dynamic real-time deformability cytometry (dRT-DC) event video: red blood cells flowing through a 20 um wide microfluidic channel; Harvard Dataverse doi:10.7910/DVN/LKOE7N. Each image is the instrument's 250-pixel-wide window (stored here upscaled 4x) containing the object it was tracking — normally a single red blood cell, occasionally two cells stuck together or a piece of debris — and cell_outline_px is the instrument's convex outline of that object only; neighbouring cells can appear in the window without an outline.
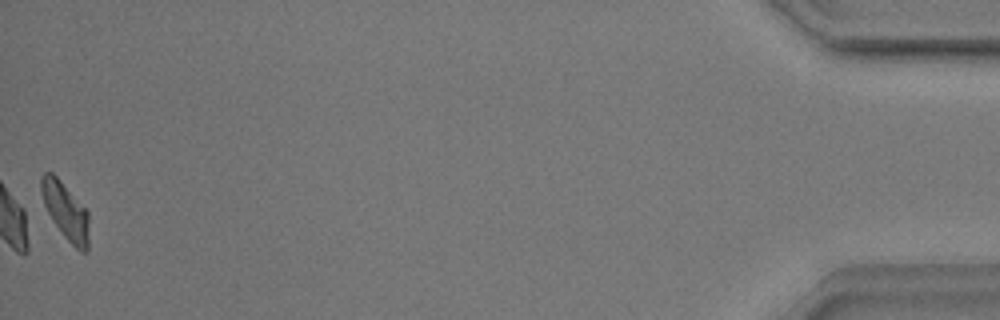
{"species": "common noctule bat (a hibernating species)", "species_latin": "Nyctalus noctula", "temperature_condition": "warm", "stored_images_in_passage": 53, "segment_of_instrument_passage": [2, 2], "camera_frame_rate_fps": 3000, "um_per_image_px": 0.085, "animal": {"sex": "male", "body_mass_g": 17.9}, "frame": {"image": 1, "passage_image": 53, "time_ms": 17.333, "image_size_px": [1000, 320], "cell_outline_px": [[88, 252], [80, 252], [64, 236], [52, 220], [44, 204], [40, 192], [40, 180], [44, 172], [52, 172], [60, 180], [88, 212]], "centroid_in_image_um": [5.56, 17.94], "position_along_channel_um": 429.6, "area_um2": 15.66}}